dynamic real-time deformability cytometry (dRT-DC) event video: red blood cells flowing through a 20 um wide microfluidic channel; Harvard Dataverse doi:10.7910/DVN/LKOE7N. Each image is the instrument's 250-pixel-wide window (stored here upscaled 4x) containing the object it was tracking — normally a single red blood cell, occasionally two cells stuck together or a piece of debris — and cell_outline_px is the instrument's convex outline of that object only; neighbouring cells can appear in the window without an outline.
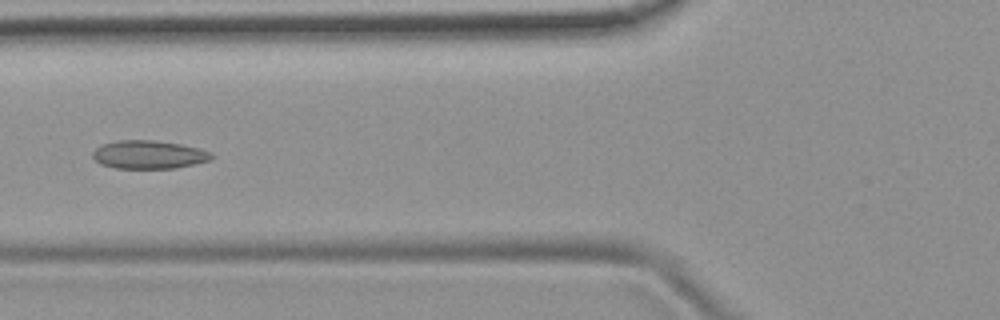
{"species": "common noctule bat (a hibernating species)", "species_latin": "Nyctalus noctula", "temperature_condition": "room temperature", "stored_images_in_passage": 7, "camera_frame_rate_fps": 3000, "um_per_image_px": 0.085, "animal": {"sex": "female", "body_mass_g": 19.9}, "frame": {"image": 1, "passage_image": 6, "time_ms": 6.333, "image_size_px": [1000, 320], "cell_outline_px": [[216, 156], [212, 160], [176, 168], [116, 168], [100, 164], [92, 156], [92, 152], [100, 144], [116, 140], [156, 140], [180, 144], [212, 152]], "centroid_in_image_um": [12.65, 13.14], "position_along_channel_um": 113.1, "area_um2": 19.77}}
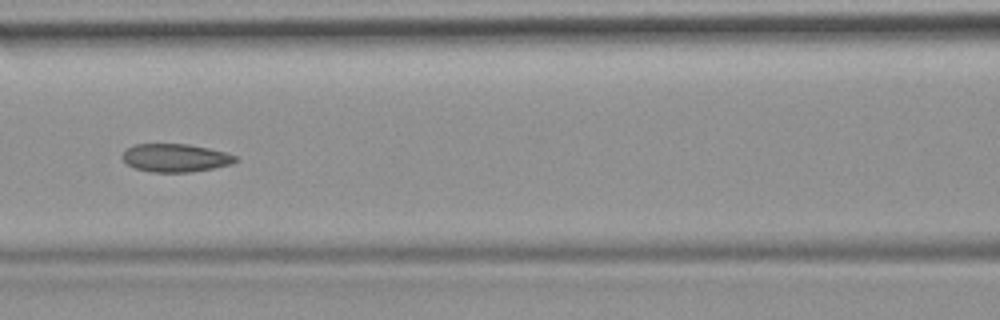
{"frame": {"image": 2, "passage_image": 7, "time_ms": 7.333, "image_size_px": [1000, 320], "cell_outline_px": [[240, 160], [232, 164], [192, 172], [152, 172], [132, 168], [120, 156], [128, 148], [136, 144], [188, 144], [228, 152], [236, 156]], "centroid_in_image_um": [14.94, 13.42], "position_along_channel_um": 151.7, "area_um2": 18.67}}